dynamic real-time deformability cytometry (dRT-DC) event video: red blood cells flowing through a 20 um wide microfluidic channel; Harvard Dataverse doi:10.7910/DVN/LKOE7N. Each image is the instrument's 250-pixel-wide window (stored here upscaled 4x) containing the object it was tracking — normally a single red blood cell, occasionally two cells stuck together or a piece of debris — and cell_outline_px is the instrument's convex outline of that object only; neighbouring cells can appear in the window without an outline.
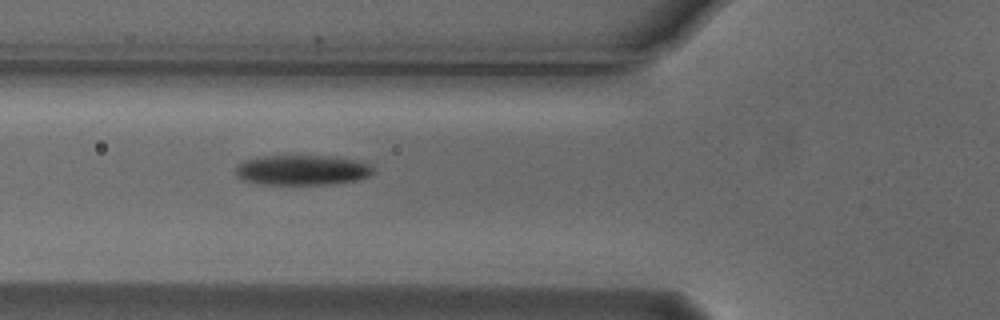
{"species": "Egyptian fruit bat (a non-hibernating species)", "species_latin": "Rousettus aegyptiacus", "temperature_condition": "cold", "stored_images_in_passage": 2, "camera_frame_rate_fps": 3000, "um_per_image_px": 0.085, "animal": {"sex": "male"}, "frame": {"image": 1, "passage_image": 2, "time_ms": 0.333, "image_size_px": [1000, 320], "cell_outline_px": [[376, 172], [368, 176], [356, 180], [328, 184], [260, 184], [240, 180], [236, 176], [236, 164], [244, 160], [256, 156], [336, 156], [356, 160], [368, 164]], "centroid_in_image_um": [25.62, 14.45], "position_along_channel_um": 100.2, "area_um2": 24.33}}